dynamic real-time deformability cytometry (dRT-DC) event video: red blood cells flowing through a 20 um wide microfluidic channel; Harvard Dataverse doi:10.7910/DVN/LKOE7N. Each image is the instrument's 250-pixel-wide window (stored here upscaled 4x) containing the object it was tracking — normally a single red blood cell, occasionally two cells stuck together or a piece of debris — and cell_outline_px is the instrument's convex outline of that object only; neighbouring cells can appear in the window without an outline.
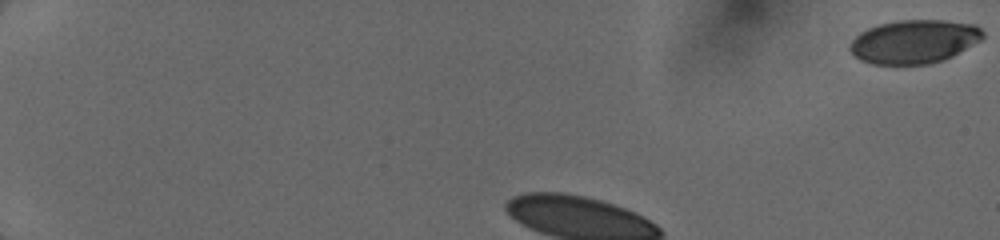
{"species": "human", "species_latin": "Homo sapiens", "temperature_condition": "cold", "stored_images_in_passage": 39, "camera_frame_rate_fps": 3000, "um_per_image_px": 0.085, "donor": {"sex": "female"}, "frame": {"image": 1, "passage_image": 1, "time_ms": 0.0, "image_size_px": [1000, 240], "cell_outline_px": [[984, 36], [980, 40], [952, 56], [944, 60], [928, 64], [872, 64], [860, 60], [848, 48], [848, 44], [860, 32], [868, 28], [880, 24], [900, 20], [944, 20], [976, 24], [984, 32]], "centroid_in_image_um": [77.69, 3.53], "position_along_channel_um": 7.3, "area_um2": 33.76}}
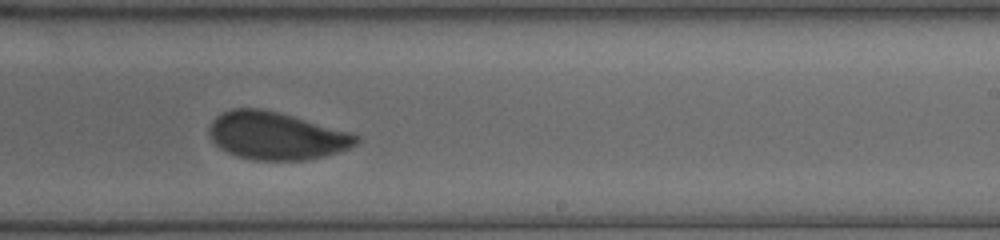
{"frame": {"image": 2, "passage_image": 27, "time_ms": 7.667, "image_size_px": [1000, 240], "cell_outline_px": [[360, 140], [356, 144], [340, 152], [324, 156], [304, 160], [252, 160], [236, 156], [220, 148], [212, 140], [212, 120], [216, 116], [232, 108], [260, 108], [292, 116], [352, 132], [360, 136]], "centroid_in_image_um": [23.53, 11.55], "position_along_channel_um": 265.5, "area_um2": 40.52}}
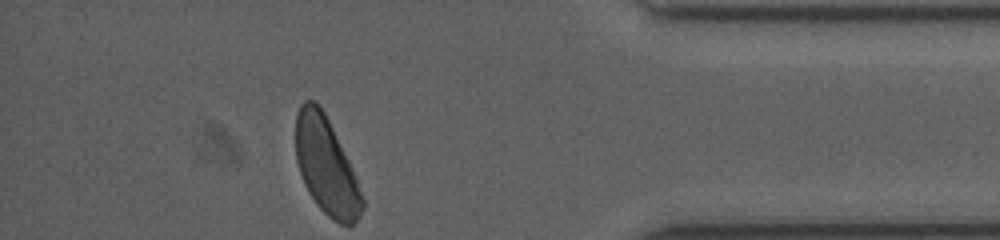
{"frame": {"image": 3, "passage_image": 39, "time_ms": 11.667, "image_size_px": [1000, 240], "cell_outline_px": [[364, 208], [360, 216], [352, 224], [340, 224], [332, 220], [320, 208], [308, 192], [304, 184], [296, 160], [296, 112], [300, 104], [304, 100], [312, 100], [324, 112], [348, 160], [364, 200]], "centroid_in_image_um": [27.71, 14.13], "position_along_channel_um": 407.5, "area_um2": 36.93}}